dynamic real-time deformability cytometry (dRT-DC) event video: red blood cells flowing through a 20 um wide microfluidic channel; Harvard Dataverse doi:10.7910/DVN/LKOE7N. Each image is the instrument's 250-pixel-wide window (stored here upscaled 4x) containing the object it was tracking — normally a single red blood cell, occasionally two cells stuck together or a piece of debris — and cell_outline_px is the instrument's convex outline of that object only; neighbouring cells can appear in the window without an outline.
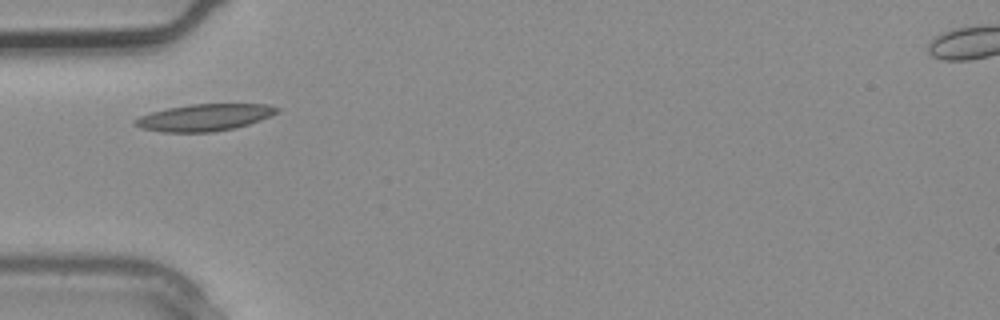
{"species": "common noctule bat (a hibernating species)", "species_latin": "Nyctalus noctula", "temperature_condition": "warm", "stored_images_in_passage": 1, "camera_frame_rate_fps": 3000, "um_per_image_px": 0.085, "animal": {"sex": "male", "body_mass_g": 20.4}, "frame": {"image": 1, "passage_image": 1, "time_ms": 0.0, "image_size_px": [1000, 320], "cell_outline_px": [[280, 112], [260, 120], [248, 124], [232, 128], [212, 132], [160, 132], [140, 128], [132, 124], [132, 120], [140, 116], [152, 112], [168, 108], [192, 104], [268, 104], [280, 108]], "centroid_in_image_um": [17.36, 9.98], "position_along_channel_um": 67.6, "area_um2": 22.25}}